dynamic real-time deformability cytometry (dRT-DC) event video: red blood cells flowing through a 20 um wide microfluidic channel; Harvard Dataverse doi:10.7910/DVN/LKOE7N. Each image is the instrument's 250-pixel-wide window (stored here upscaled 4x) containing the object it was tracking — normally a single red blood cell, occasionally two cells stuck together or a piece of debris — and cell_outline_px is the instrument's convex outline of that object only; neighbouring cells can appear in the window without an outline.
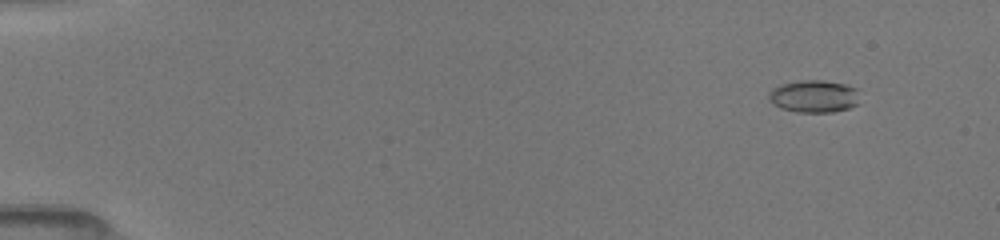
{"species": "common noctule bat (a hibernating species)", "species_latin": "Nyctalus noctula", "temperature_condition": "room temperature", "stored_images_in_passage": 53, "camera_frame_rate_fps": 3000, "um_per_image_px": 0.085, "animal": {"sex": "female", "body_mass_g": 19.5, "forearm_length_mm": 54.1}, "frame": {"image": 1, "passage_image": 6, "time_ms": 1.667, "image_size_px": [1000, 240], "cell_outline_px": [[856, 104], [848, 108], [832, 112], [796, 112], [780, 108], [768, 100], [768, 92], [772, 88], [780, 84], [800, 80], [824, 80], [848, 84], [856, 88]], "centroid_in_image_um": [69.12, 8.17], "position_along_channel_um": 15.9, "area_um2": 17.22}}
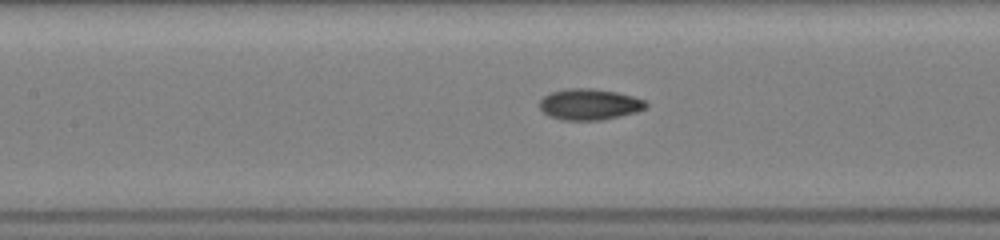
{"frame": {"image": 2, "passage_image": 26, "time_ms": 8.333, "image_size_px": [1000, 240], "cell_outline_px": [[648, 108], [636, 112], [604, 120], [560, 120], [548, 116], [540, 108], [540, 100], [544, 96], [552, 92], [564, 88], [592, 88], [616, 92], [632, 96], [644, 100], [648, 104]], "centroid_in_image_um": [50.1, 8.87], "position_along_channel_um": 157.3, "area_um2": 19.42}}
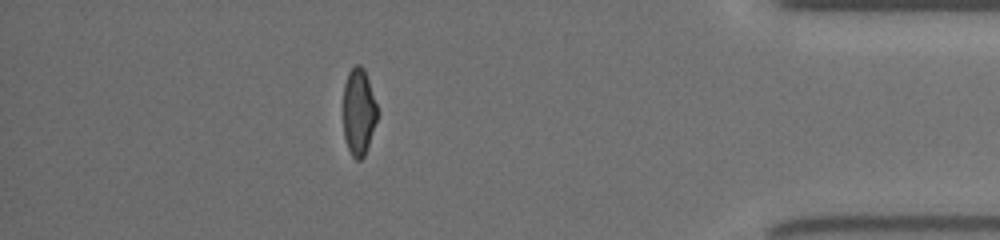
{"frame": {"image": 3, "passage_image": 47, "time_ms": 15.333, "image_size_px": [1000, 240], "cell_outline_px": [[380, 112], [364, 156], [360, 160], [356, 160], [352, 156], [348, 148], [344, 136], [344, 84], [348, 72], [356, 64], [360, 64], [364, 68]], "centroid_in_image_um": [30.51, 9.49], "position_along_channel_um": 404.7, "area_um2": 17.4}, "authors_computed_cell_mechanics": {"area_um2": 17.8602, "velocity_mm_per_s": 4.0697, "shape_relaxation_time_tau1_ms": 4.2774, "shape_relaxation_time_tau2_ms": 1.4623, "deformation_change_tau1": 0.1526, "deformation_change_tau2": 0.0643}}